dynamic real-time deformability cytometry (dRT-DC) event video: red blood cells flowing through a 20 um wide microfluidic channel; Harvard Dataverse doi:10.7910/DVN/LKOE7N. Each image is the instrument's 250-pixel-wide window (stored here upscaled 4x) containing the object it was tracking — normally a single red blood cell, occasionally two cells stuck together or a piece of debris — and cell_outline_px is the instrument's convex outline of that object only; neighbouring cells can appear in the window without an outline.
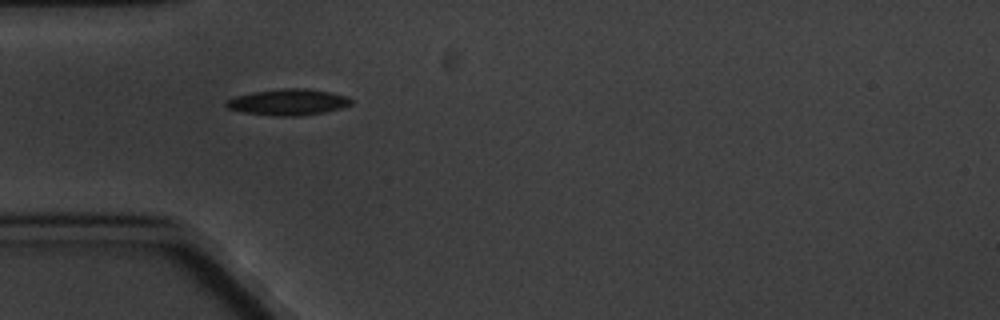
{"species": "common noctule bat (a hibernating species)", "species_latin": "Nyctalus noctula", "temperature_condition": "cold", "stored_images_in_passage": 2, "camera_frame_rate_fps": 3000, "um_per_image_px": 0.085, "animal": {"sex": "male", "body_mass_g": 20.1, "forearm_length_mm": 53.5}, "frame": {"image": 1, "passage_image": 1, "time_ms": 0.0, "image_size_px": [1000, 320], "cell_outline_px": [[352, 104], [340, 108], [324, 112], [300, 116], [276, 116], [244, 112], [228, 108], [224, 104], [228, 100], [236, 96], [252, 92], [284, 88], [304, 88], [332, 92], [348, 96], [352, 100]], "centroid_in_image_um": [24.53, 8.67], "position_along_channel_um": 60.5, "area_um2": 19.02}}